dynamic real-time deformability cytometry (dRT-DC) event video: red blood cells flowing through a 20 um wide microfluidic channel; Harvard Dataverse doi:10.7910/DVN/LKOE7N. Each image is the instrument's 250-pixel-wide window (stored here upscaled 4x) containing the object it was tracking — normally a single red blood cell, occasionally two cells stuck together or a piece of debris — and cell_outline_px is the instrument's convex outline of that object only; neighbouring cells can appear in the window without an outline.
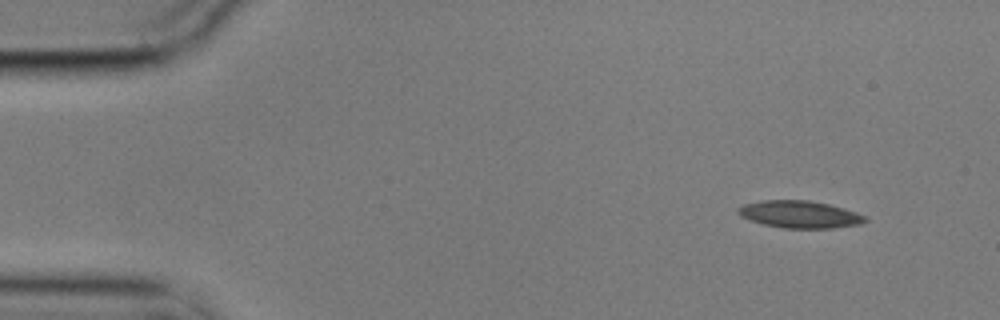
{"species": "common noctule bat (a hibernating species)", "species_latin": "Nyctalus noctula", "temperature_condition": "cold", "stored_images_in_passage": 43, "camera_frame_rate_fps": 3000, "um_per_image_px": 0.085, "animal": {"sex": "male", "body_mass_g": 17.9}, "frame": {"image": 1, "passage_image": 1, "time_ms": 0.0, "image_size_px": [1000, 320], "cell_outline_px": [[868, 220], [860, 224], [832, 228], [784, 228], [764, 224], [740, 216], [736, 212], [736, 208], [744, 204], [760, 200], [808, 200], [828, 204], [844, 208], [868, 216]], "centroid_in_image_um": [67.98, 18.21], "position_along_channel_um": 17.0, "area_um2": 20.23}}
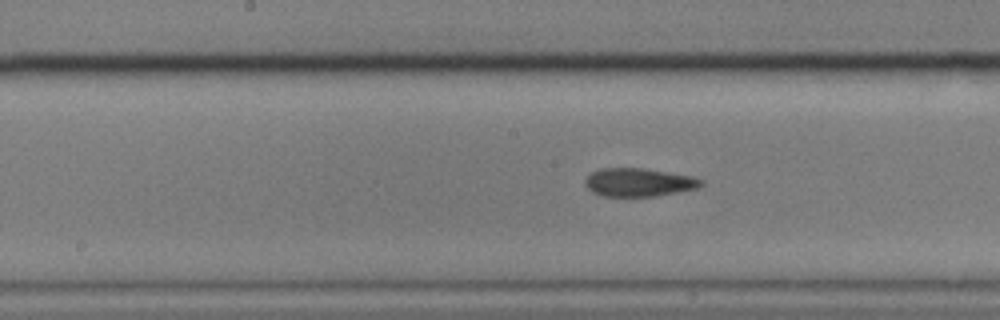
{"frame": {"image": 2, "passage_image": 24, "time_ms": 7.667, "image_size_px": [1000, 320], "cell_outline_px": [[704, 184], [700, 188], [656, 196], [604, 196], [592, 192], [584, 184], [584, 180], [592, 172], [600, 168], [644, 168], [692, 176], [704, 180]], "centroid_in_image_um": [54.32, 15.5], "position_along_channel_um": 193.9, "area_um2": 19.25}}
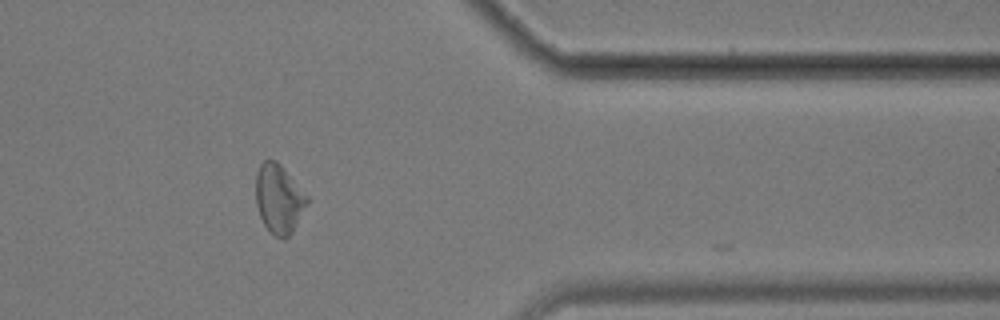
{"frame": {"image": 3, "passage_image": 42, "time_ms": 13.667, "image_size_px": [1000, 320], "cell_outline_px": [[308, 204], [292, 232], [284, 240], [276, 236], [264, 224], [260, 216], [256, 204], [256, 172], [260, 164], [264, 160], [276, 160], [280, 164], [308, 196]], "centroid_in_image_um": [23.7, 16.89], "position_along_channel_um": 387.7, "area_um2": 20.46}}